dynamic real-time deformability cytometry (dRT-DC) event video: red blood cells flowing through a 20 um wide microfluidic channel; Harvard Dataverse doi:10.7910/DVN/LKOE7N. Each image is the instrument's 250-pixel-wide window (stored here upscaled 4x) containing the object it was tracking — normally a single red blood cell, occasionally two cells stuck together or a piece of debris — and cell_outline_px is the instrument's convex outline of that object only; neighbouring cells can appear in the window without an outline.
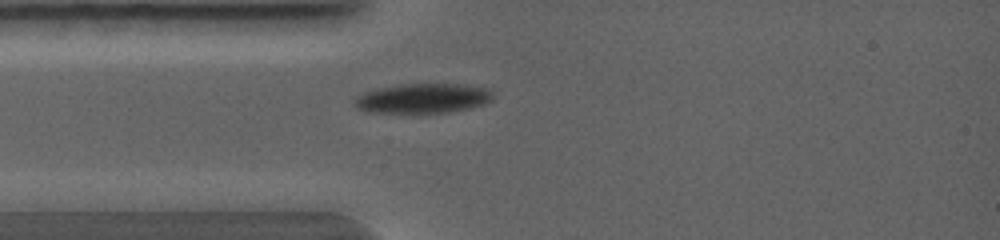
{"species": "common noctule bat (a hibernating species)", "species_latin": "Nyctalus noctula", "temperature_condition": "warm", "stored_images_in_passage": 1, "camera_frame_rate_fps": 5000, "um_per_image_px": 0.085, "animal": {"sex": "female", "body_mass_g": 19.0, "forearm_length_mm": 56.7}, "frame": {"image": 1, "passage_image": 1, "time_ms": 0.0, "image_size_px": [1000, 240], "cell_outline_px": [[492, 100], [484, 104], [468, 108], [448, 112], [368, 112], [356, 108], [352, 104], [352, 100], [356, 96], [364, 92], [380, 88], [400, 84], [460, 84], [488, 88], [492, 92]], "centroid_in_image_um": [35.9, 8.35], "position_along_channel_um": 49.1, "area_um2": 23.87}}